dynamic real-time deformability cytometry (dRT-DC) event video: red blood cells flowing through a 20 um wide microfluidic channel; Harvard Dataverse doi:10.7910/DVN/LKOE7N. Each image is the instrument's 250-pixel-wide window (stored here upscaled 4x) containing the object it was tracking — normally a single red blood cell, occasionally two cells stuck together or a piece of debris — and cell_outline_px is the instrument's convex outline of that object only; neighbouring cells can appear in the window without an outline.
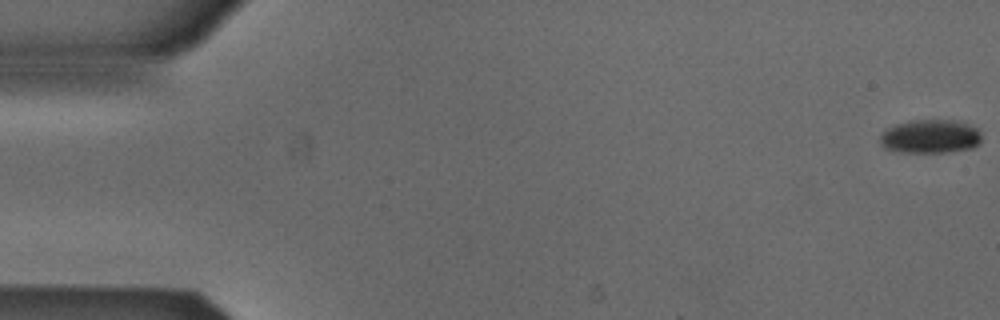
{"species": "Egyptian fruit bat (a non-hibernating species)", "species_latin": "Rousettus aegyptiacus", "temperature_condition": "cold", "stored_images_in_passage": 54, "camera_frame_rate_fps": 3000, "um_per_image_px": 0.085, "animal": {"sex": "male"}, "frame": {"image": 1, "passage_image": 1, "time_ms": 0.0, "image_size_px": [1000, 320], "cell_outline_px": [[980, 144], [972, 148], [948, 152], [900, 152], [884, 148], [880, 144], [880, 136], [888, 128], [896, 124], [912, 120], [956, 120], [968, 124], [976, 128], [980, 132]], "centroid_in_image_um": [79.08, 11.6], "position_along_channel_um": 5.9, "area_um2": 19.94}}
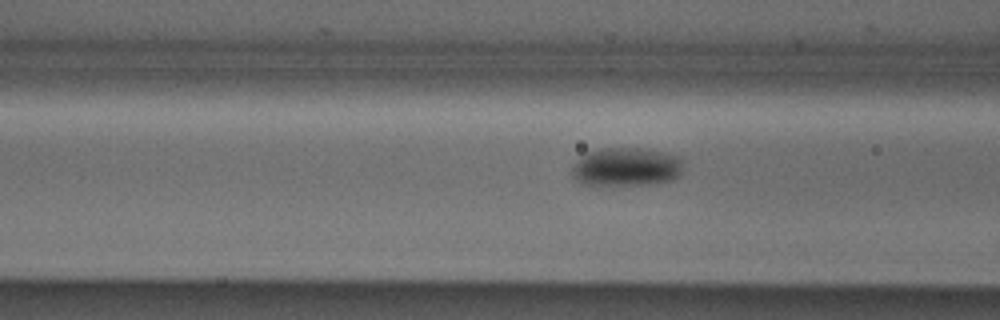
{"frame": {"image": 2, "passage_image": 21, "time_ms": 6.667, "image_size_px": [1000, 320], "cell_outline_px": [[680, 176], [672, 180], [656, 184], [596, 188], [584, 184], [576, 180], [572, 176], [572, 168], [576, 160], [584, 152], [600, 148], [640, 148], [664, 152], [676, 156], [680, 160]], "centroid_in_image_um": [53.14, 14.24], "position_along_channel_um": 113.5, "area_um2": 25.95}}
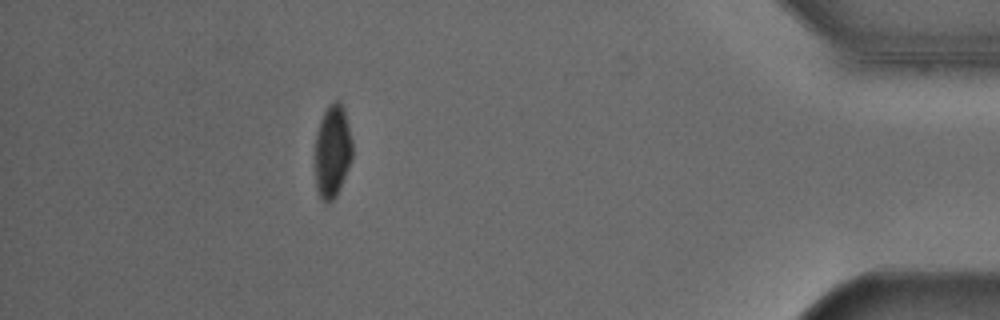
{"frame": {"image": 3, "passage_image": 48, "time_ms": 15.667, "image_size_px": [1000, 320], "cell_outline_px": [[352, 160], [340, 188], [336, 196], [328, 204], [324, 204], [320, 200], [316, 188], [316, 136], [320, 120], [328, 104], [336, 100], [340, 100], [344, 108], [352, 140]], "centroid_in_image_um": [28.26, 12.88], "position_along_channel_um": 406.9, "area_um2": 20.4}, "authors_computed_cell_mechanics": {"area_um2": 22.7154, "velocity_mm_per_s": 3.8824, "shape_relaxation_time_tau1_ms": 3.3261, "shape_relaxation_time_tau2_ms": null, "deformation_change_tau1": 0.0986, "deformation_change_tau2": null}}